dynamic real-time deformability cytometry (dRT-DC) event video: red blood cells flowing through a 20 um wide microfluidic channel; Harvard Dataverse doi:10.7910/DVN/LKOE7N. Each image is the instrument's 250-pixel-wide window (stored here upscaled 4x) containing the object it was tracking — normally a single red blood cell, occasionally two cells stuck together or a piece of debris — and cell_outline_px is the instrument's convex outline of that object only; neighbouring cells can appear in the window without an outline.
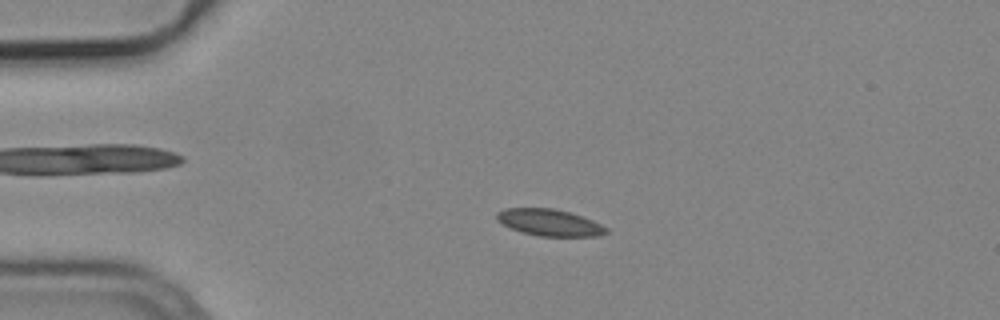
{"species": "common noctule bat (a hibernating species)", "species_latin": "Nyctalus noctula", "temperature_condition": "cold", "stored_images_in_passage": 50, "camera_frame_rate_fps": 3000, "um_per_image_px": 0.085, "animal": {"sex": "male", "body_mass_g": 19.2, "forearm_length_mm": 51.8}, "frame": {"image": 1, "passage_image": 8, "time_ms": 2.333, "image_size_px": [1000, 320], "cell_outline_px": [[608, 232], [596, 236], [536, 236], [512, 228], [496, 220], [496, 212], [504, 208], [552, 208], [568, 212], [592, 220], [608, 228]], "centroid_in_image_um": [46.68, 18.91], "position_along_channel_um": 38.3, "area_um2": 16.82}}
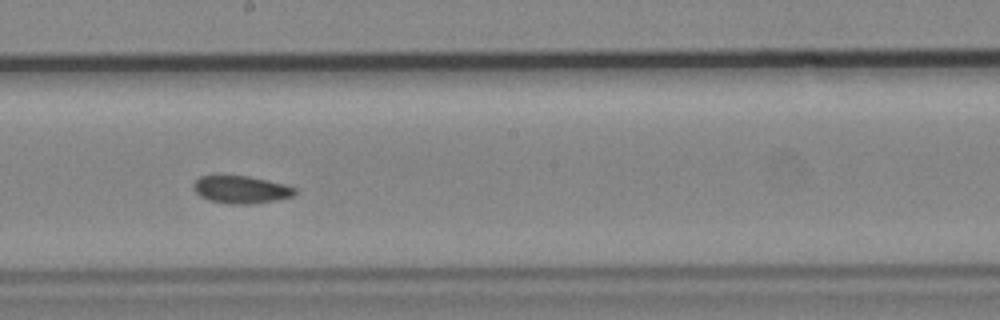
{"frame": {"image": 2, "passage_image": 26, "time_ms": 8.333, "image_size_px": [1000, 320], "cell_outline_px": [[296, 192], [292, 196], [252, 204], [228, 204], [208, 200], [200, 196], [192, 188], [192, 184], [200, 176], [248, 176], [284, 184], [296, 188]], "centroid_in_image_um": [20.44, 16.12], "position_along_channel_um": 227.8, "area_um2": 16.13}}
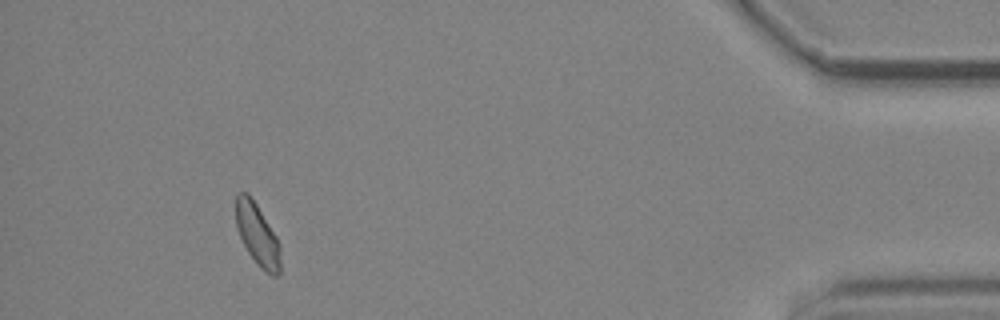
{"frame": {"image": 3, "passage_image": 46, "time_ms": 15.0, "image_size_px": [1000, 320], "cell_outline_px": [[280, 276], [272, 276], [260, 268], [256, 264], [248, 252], [240, 236], [236, 224], [236, 196], [240, 192], [248, 192], [256, 204], [276, 236], [280, 244]], "centroid_in_image_um": [21.89, 19.98], "position_along_channel_um": 413.3, "area_um2": 16.01}, "authors_computed_cell_mechanics": {"area_um2": 16.6464, "velocity_mm_per_s": 3.7393, "shape_relaxation_time_tau1_ms": null, "shape_relaxation_time_tau2_ms": 2.7957, "deformation_change_tau1": null, "deformation_change_tau2": 0.0595}}